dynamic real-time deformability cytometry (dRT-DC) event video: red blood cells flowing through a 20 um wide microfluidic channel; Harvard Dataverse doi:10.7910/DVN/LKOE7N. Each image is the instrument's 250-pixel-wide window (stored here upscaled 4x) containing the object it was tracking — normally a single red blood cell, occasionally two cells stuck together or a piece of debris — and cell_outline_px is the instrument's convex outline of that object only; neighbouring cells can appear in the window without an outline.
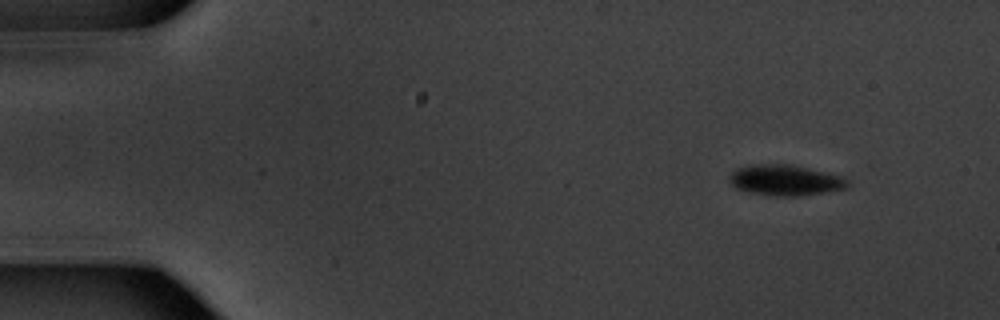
{"species": "common noctule bat (a hibernating species)", "species_latin": "Nyctalus noctula", "temperature_condition": "warm", "stored_images_in_passage": 50, "camera_frame_rate_fps": 3000, "um_per_image_px": 0.085, "animal": {"sex": "male", "body_mass_g": 20.1, "forearm_length_mm": 53.5}, "frame": {"image": 1, "passage_image": 1, "time_ms": 0.0, "image_size_px": [1000, 320], "cell_outline_px": [[848, 188], [828, 192], [800, 196], [768, 196], [748, 192], [736, 188], [728, 180], [732, 172], [736, 168], [756, 164], [788, 164], [844, 176], [848, 180]], "centroid_in_image_um": [66.76, 15.33], "position_along_channel_um": 18.2, "area_um2": 21.33}}
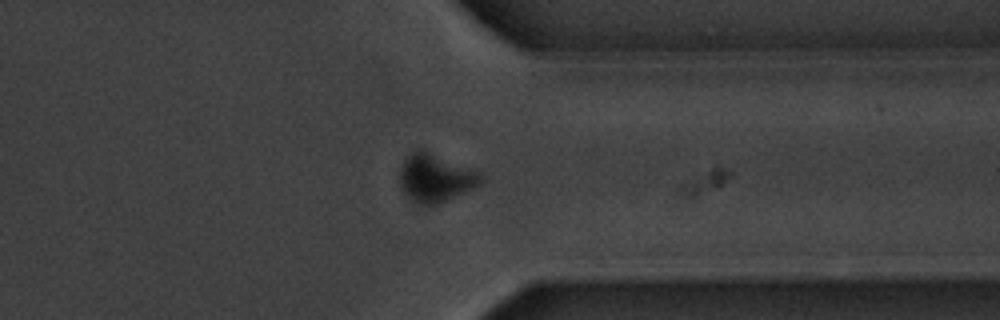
{"frame": {"image": 2, "passage_image": 38, "time_ms": 12.333, "image_size_px": [1000, 320], "cell_outline_px": [[484, 176], [480, 184], [472, 188], [436, 204], [420, 204], [412, 200], [400, 188], [400, 168], [404, 160], [412, 152], [420, 148], [480, 172]], "centroid_in_image_um": [36.99, 15.11], "position_along_channel_um": 374.4, "area_um2": 22.2}}
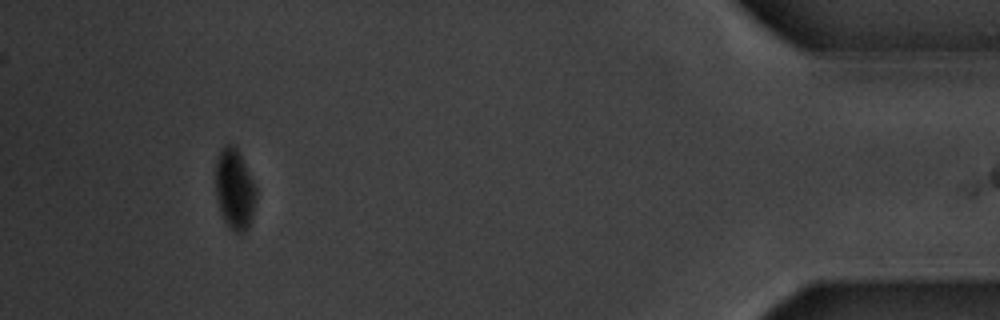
{"frame": {"image": 3, "passage_image": 46, "time_ms": 15.0, "image_size_px": [1000, 320], "cell_outline_px": [[256, 196], [252, 216], [248, 228], [244, 232], [236, 232], [228, 228], [220, 212], [216, 200], [216, 156], [220, 148], [224, 144], [232, 144], [236, 148], [256, 188]], "centroid_in_image_um": [19.91, 16.09], "position_along_channel_um": 415.3, "area_um2": 18.96}, "authors_computed_cell_mechanics": {"area_um2": 22.1952, "velocity_mm_per_s": 3.742, "shape_relaxation_time_tau1_ms": 1.4928, "shape_relaxation_time_tau2_ms": null, "deformation_change_tau1": 0.1169, "deformation_change_tau2": null}}